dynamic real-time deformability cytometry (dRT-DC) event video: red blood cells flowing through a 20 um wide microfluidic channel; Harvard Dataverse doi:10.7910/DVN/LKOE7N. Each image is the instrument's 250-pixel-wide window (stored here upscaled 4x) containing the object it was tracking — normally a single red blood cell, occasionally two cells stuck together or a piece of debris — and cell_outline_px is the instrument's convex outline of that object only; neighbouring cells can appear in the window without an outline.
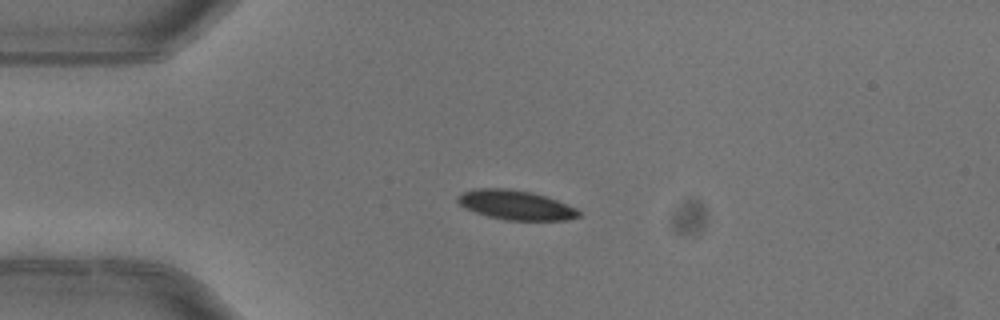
{"species": "common noctule bat (a hibernating species)", "species_latin": "Nyctalus noctula", "temperature_condition": "warm", "stored_images_in_passage": 5, "camera_frame_rate_fps": 3000, "um_per_image_px": 0.085, "animal": {"sex": "female"}, "frame": {"image": 1, "passage_image": 3, "time_ms": 0.667, "image_size_px": [1000, 320], "cell_outline_px": [[580, 216], [568, 220], [504, 220], [488, 216], [464, 208], [456, 200], [456, 196], [464, 192], [476, 188], [504, 188], [532, 192], [556, 200], [576, 208], [580, 212]], "centroid_in_image_um": [43.82, 17.43], "position_along_channel_um": 41.2, "area_um2": 20.69}}